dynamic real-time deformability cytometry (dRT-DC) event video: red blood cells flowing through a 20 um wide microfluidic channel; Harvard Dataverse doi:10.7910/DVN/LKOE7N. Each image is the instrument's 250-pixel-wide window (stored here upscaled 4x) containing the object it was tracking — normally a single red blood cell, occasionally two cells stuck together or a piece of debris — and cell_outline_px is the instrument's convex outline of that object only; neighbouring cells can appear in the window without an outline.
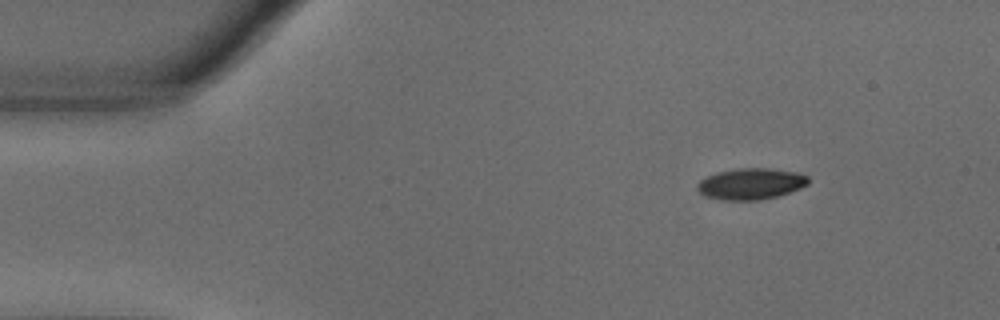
{"species": "common noctule bat (a hibernating species)", "species_latin": "Nyctalus noctula", "temperature_condition": "warm", "stored_images_in_passage": 11, "camera_frame_rate_fps": 3000, "um_per_image_px": 0.085, "animal": {"sex": "male", "body_mass_g": 18.8}, "frame": {"image": 1, "passage_image": 1, "time_ms": 0.0, "image_size_px": [1000, 320], "cell_outline_px": [[808, 184], [800, 188], [776, 196], [760, 200], [724, 200], [704, 196], [696, 188], [696, 184], [700, 180], [716, 172], [736, 168], [768, 168], [796, 172], [808, 176]], "centroid_in_image_um": [63.79, 15.62], "position_along_channel_um": 21.2, "area_um2": 20.17}}
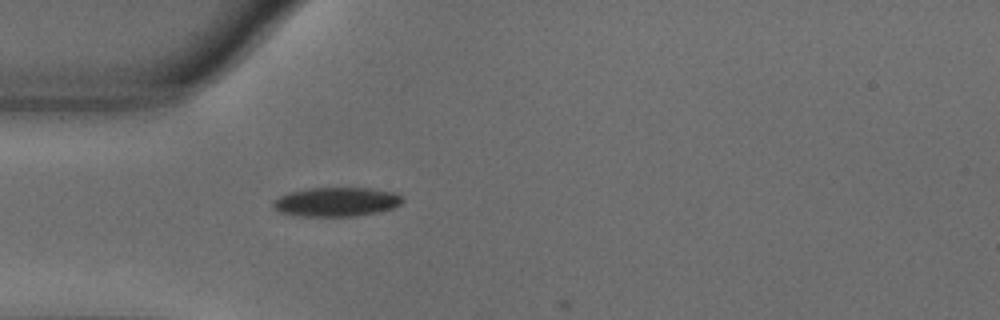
{"frame": {"image": 2, "passage_image": 10, "time_ms": 3.0, "image_size_px": [1000, 320], "cell_outline_px": [[404, 200], [400, 204], [392, 208], [380, 212], [356, 216], [304, 216], [280, 212], [272, 204], [280, 196], [292, 192], [308, 188], [368, 188], [396, 192], [404, 196]], "centroid_in_image_um": [28.68, 17.15], "position_along_channel_um": 56.3, "area_um2": 21.85}}